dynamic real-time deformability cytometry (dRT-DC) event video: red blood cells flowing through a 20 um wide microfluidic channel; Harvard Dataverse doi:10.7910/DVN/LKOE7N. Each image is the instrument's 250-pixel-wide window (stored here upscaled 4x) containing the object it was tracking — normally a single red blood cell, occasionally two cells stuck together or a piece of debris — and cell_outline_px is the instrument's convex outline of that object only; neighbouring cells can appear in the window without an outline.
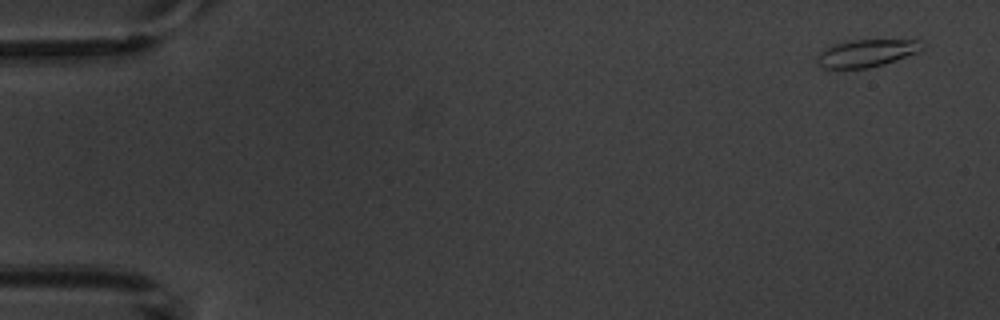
{"species": "common noctule bat (a hibernating species)", "species_latin": "Nyctalus noctula", "temperature_condition": "warm", "stored_images_in_passage": 4, "camera_frame_rate_fps": 3000, "um_per_image_px": 0.085, "animal": {"sex": "male", "body_mass_g": 20.1, "forearm_length_mm": 53.5}, "frame": {"image": 1, "passage_image": 1, "time_ms": 0.0, "image_size_px": [1000, 320], "cell_outline_px": [[928, 44], [920, 52], [884, 64], [868, 68], [820, 68], [816, 64], [816, 56], [820, 52], [832, 44], [844, 40], [920, 40]], "centroid_in_image_um": [73.67, 4.51], "position_along_channel_um": 11.3, "area_um2": 17.22}}
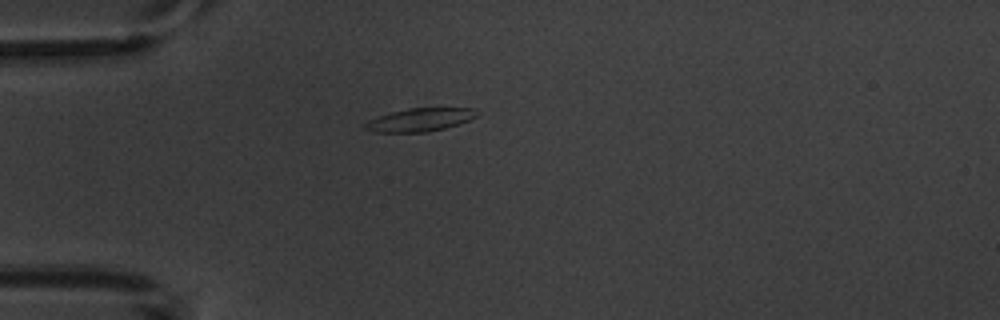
{"frame": {"image": 2, "passage_image": 4, "time_ms": 4.333, "image_size_px": [1000, 320], "cell_outline_px": [[480, 112], [476, 116], [468, 120], [444, 128], [424, 132], [376, 132], [364, 128], [364, 124], [368, 120], [392, 112], [408, 108], [476, 108]], "centroid_in_image_um": [35.71, 10.17], "position_along_channel_um": 49.3, "area_um2": 14.85}}